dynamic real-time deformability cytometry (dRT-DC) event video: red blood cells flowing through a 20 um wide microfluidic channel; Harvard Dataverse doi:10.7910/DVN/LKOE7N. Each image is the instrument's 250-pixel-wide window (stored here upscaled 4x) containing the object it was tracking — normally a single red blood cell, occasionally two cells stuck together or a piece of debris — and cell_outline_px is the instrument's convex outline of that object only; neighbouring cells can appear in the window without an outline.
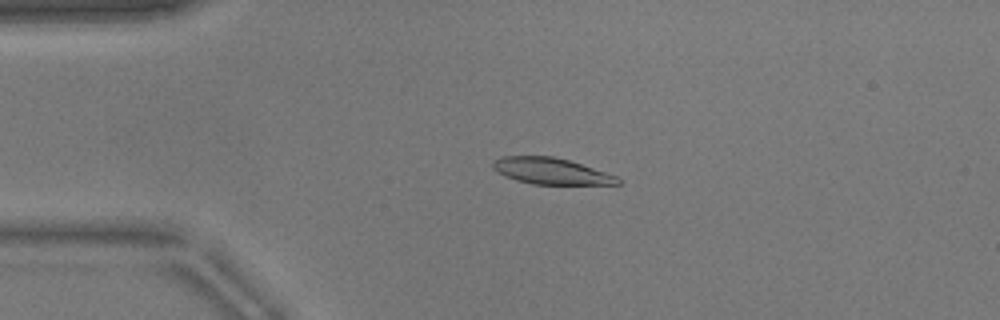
{"species": "common noctule bat (a hibernating species)", "species_latin": "Nyctalus noctula", "temperature_condition": "warm", "stored_images_in_passage": 52, "camera_frame_rate_fps": 3000, "um_per_image_px": 0.085, "animal": {"sex": "male", "body_mass_g": 17.9}, "frame": {"image": 1, "passage_image": 11, "time_ms": 3.333, "image_size_px": [1000, 320], "cell_outline_px": [[620, 184], [532, 184], [516, 180], [504, 176], [492, 168], [492, 160], [500, 156], [552, 156], [568, 160], [616, 176], [620, 180]], "centroid_in_image_um": [46.76, 14.54], "position_along_channel_um": 38.2, "area_um2": 18.96}}
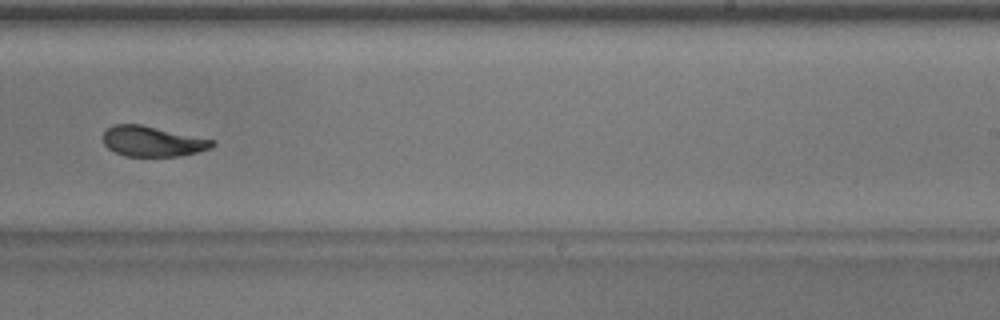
{"frame": {"image": 2, "passage_image": 32, "time_ms": 10.333, "image_size_px": [1000, 320], "cell_outline_px": [[216, 144], [212, 148], [180, 156], [128, 156], [116, 152], [108, 148], [104, 144], [104, 132], [112, 124], [140, 124], [216, 140]], "centroid_in_image_um": [13.0, 12.01], "position_along_channel_um": 276.0, "area_um2": 19.25}}
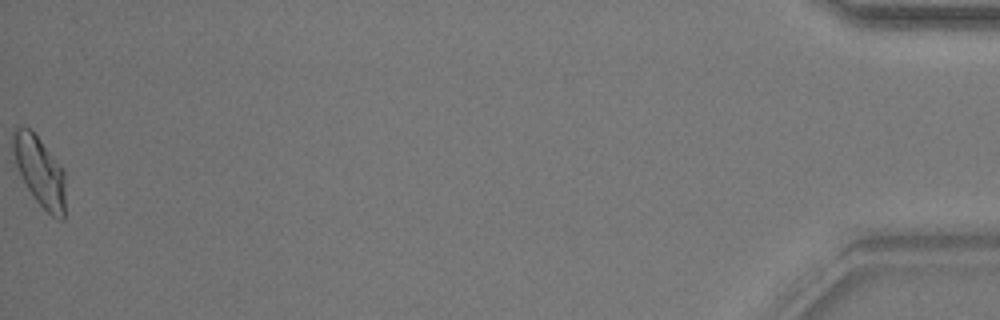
{"frame": {"image": 3, "passage_image": 52, "time_ms": 17.0, "image_size_px": [1000, 320], "cell_outline_px": [[64, 220], [60, 220], [52, 216], [32, 196], [24, 184], [16, 164], [12, 152], [12, 132], [16, 124], [28, 128], [40, 140], [64, 168]], "centroid_in_image_um": [3.35, 14.53], "position_along_channel_um": 431.9, "area_um2": 21.39}, "authors_computed_cell_mechanics": {"area_um2": 20.3167, "velocity_mm_per_s": 3.836, "shape_relaxation_time_tau1_ms": 6.7358, "shape_relaxation_time_tau2_ms": 1.6576, "deformation_change_tau1": 0.1966, "deformation_change_tau2": 0.0767}}